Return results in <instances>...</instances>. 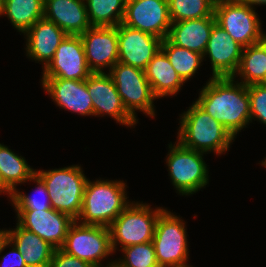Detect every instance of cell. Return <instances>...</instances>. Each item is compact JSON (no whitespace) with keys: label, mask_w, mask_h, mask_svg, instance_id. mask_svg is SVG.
<instances>
[{"label":"cell","mask_w":266,"mask_h":267,"mask_svg":"<svg viewBox=\"0 0 266 267\" xmlns=\"http://www.w3.org/2000/svg\"><path fill=\"white\" fill-rule=\"evenodd\" d=\"M168 147L166 164L177 193L189 196L205 188L209 183L208 165L203 157L206 153L185 148L177 140Z\"/></svg>","instance_id":"6"},{"label":"cell","mask_w":266,"mask_h":267,"mask_svg":"<svg viewBox=\"0 0 266 267\" xmlns=\"http://www.w3.org/2000/svg\"><path fill=\"white\" fill-rule=\"evenodd\" d=\"M180 115L177 141L185 148L218 156L229 150L235 138L195 102Z\"/></svg>","instance_id":"2"},{"label":"cell","mask_w":266,"mask_h":267,"mask_svg":"<svg viewBox=\"0 0 266 267\" xmlns=\"http://www.w3.org/2000/svg\"><path fill=\"white\" fill-rule=\"evenodd\" d=\"M87 90L92 99L93 116H111L122 126L135 127L138 123L126 110L111 75L91 73L87 78Z\"/></svg>","instance_id":"12"},{"label":"cell","mask_w":266,"mask_h":267,"mask_svg":"<svg viewBox=\"0 0 266 267\" xmlns=\"http://www.w3.org/2000/svg\"><path fill=\"white\" fill-rule=\"evenodd\" d=\"M250 97V114L252 120L266 125V85L261 83L247 85Z\"/></svg>","instance_id":"32"},{"label":"cell","mask_w":266,"mask_h":267,"mask_svg":"<svg viewBox=\"0 0 266 267\" xmlns=\"http://www.w3.org/2000/svg\"><path fill=\"white\" fill-rule=\"evenodd\" d=\"M41 84L59 108L82 116H93V104L87 90V79L41 78Z\"/></svg>","instance_id":"17"},{"label":"cell","mask_w":266,"mask_h":267,"mask_svg":"<svg viewBox=\"0 0 266 267\" xmlns=\"http://www.w3.org/2000/svg\"><path fill=\"white\" fill-rule=\"evenodd\" d=\"M255 10L236 0H216L214 5L216 23L243 47L263 38L262 23Z\"/></svg>","instance_id":"10"},{"label":"cell","mask_w":266,"mask_h":267,"mask_svg":"<svg viewBox=\"0 0 266 267\" xmlns=\"http://www.w3.org/2000/svg\"><path fill=\"white\" fill-rule=\"evenodd\" d=\"M151 208L143 202L132 201L110 224V239L113 253L118 245L120 249L127 246L151 242L159 214L163 207Z\"/></svg>","instance_id":"4"},{"label":"cell","mask_w":266,"mask_h":267,"mask_svg":"<svg viewBox=\"0 0 266 267\" xmlns=\"http://www.w3.org/2000/svg\"><path fill=\"white\" fill-rule=\"evenodd\" d=\"M243 48L219 24L215 23L203 54L205 61L206 57L211 61V77H232L238 68Z\"/></svg>","instance_id":"18"},{"label":"cell","mask_w":266,"mask_h":267,"mask_svg":"<svg viewBox=\"0 0 266 267\" xmlns=\"http://www.w3.org/2000/svg\"><path fill=\"white\" fill-rule=\"evenodd\" d=\"M262 41L266 44V33L264 32Z\"/></svg>","instance_id":"38"},{"label":"cell","mask_w":266,"mask_h":267,"mask_svg":"<svg viewBox=\"0 0 266 267\" xmlns=\"http://www.w3.org/2000/svg\"><path fill=\"white\" fill-rule=\"evenodd\" d=\"M176 267H193V266H191L190 264L189 265L185 264V265H180V266H176Z\"/></svg>","instance_id":"40"},{"label":"cell","mask_w":266,"mask_h":267,"mask_svg":"<svg viewBox=\"0 0 266 267\" xmlns=\"http://www.w3.org/2000/svg\"><path fill=\"white\" fill-rule=\"evenodd\" d=\"M153 267H164V266H161V265L157 264V265H155Z\"/></svg>","instance_id":"43"},{"label":"cell","mask_w":266,"mask_h":267,"mask_svg":"<svg viewBox=\"0 0 266 267\" xmlns=\"http://www.w3.org/2000/svg\"><path fill=\"white\" fill-rule=\"evenodd\" d=\"M215 23V17L174 22L170 26L167 39L176 46H180L203 55Z\"/></svg>","instance_id":"21"},{"label":"cell","mask_w":266,"mask_h":267,"mask_svg":"<svg viewBox=\"0 0 266 267\" xmlns=\"http://www.w3.org/2000/svg\"><path fill=\"white\" fill-rule=\"evenodd\" d=\"M236 138L251 123L247 85L232 77H210L194 101Z\"/></svg>","instance_id":"1"},{"label":"cell","mask_w":266,"mask_h":267,"mask_svg":"<svg viewBox=\"0 0 266 267\" xmlns=\"http://www.w3.org/2000/svg\"><path fill=\"white\" fill-rule=\"evenodd\" d=\"M23 35L26 39V56L37 63H42L44 69L53 59L60 43L67 34L55 23L41 18Z\"/></svg>","instance_id":"19"},{"label":"cell","mask_w":266,"mask_h":267,"mask_svg":"<svg viewBox=\"0 0 266 267\" xmlns=\"http://www.w3.org/2000/svg\"><path fill=\"white\" fill-rule=\"evenodd\" d=\"M33 181L36 183V192L39 196L38 198L33 195H26L22 191H18V189L10 196V201L14 210H48L51 209V198L48 194L47 187L43 180L35 174L32 178H30L29 182Z\"/></svg>","instance_id":"31"},{"label":"cell","mask_w":266,"mask_h":267,"mask_svg":"<svg viewBox=\"0 0 266 267\" xmlns=\"http://www.w3.org/2000/svg\"><path fill=\"white\" fill-rule=\"evenodd\" d=\"M35 174L36 169L30 167L22 155L19 156L0 143L1 195L5 194L10 198L18 184L28 182Z\"/></svg>","instance_id":"24"},{"label":"cell","mask_w":266,"mask_h":267,"mask_svg":"<svg viewBox=\"0 0 266 267\" xmlns=\"http://www.w3.org/2000/svg\"><path fill=\"white\" fill-rule=\"evenodd\" d=\"M48 267H93L87 261L71 256L61 249H55Z\"/></svg>","instance_id":"34"},{"label":"cell","mask_w":266,"mask_h":267,"mask_svg":"<svg viewBox=\"0 0 266 267\" xmlns=\"http://www.w3.org/2000/svg\"><path fill=\"white\" fill-rule=\"evenodd\" d=\"M261 166H264V168L266 167V157L264 158V160L261 161Z\"/></svg>","instance_id":"37"},{"label":"cell","mask_w":266,"mask_h":267,"mask_svg":"<svg viewBox=\"0 0 266 267\" xmlns=\"http://www.w3.org/2000/svg\"><path fill=\"white\" fill-rule=\"evenodd\" d=\"M109 74L127 112L136 121L139 120L135 112L137 110L149 117H155L156 112L153 103L158 98L153 94L144 70L117 62Z\"/></svg>","instance_id":"9"},{"label":"cell","mask_w":266,"mask_h":267,"mask_svg":"<svg viewBox=\"0 0 266 267\" xmlns=\"http://www.w3.org/2000/svg\"><path fill=\"white\" fill-rule=\"evenodd\" d=\"M86 61L92 73H104L118 62V34L116 26H91L80 35Z\"/></svg>","instance_id":"15"},{"label":"cell","mask_w":266,"mask_h":267,"mask_svg":"<svg viewBox=\"0 0 266 267\" xmlns=\"http://www.w3.org/2000/svg\"><path fill=\"white\" fill-rule=\"evenodd\" d=\"M123 180H87L82 208L77 222L85 225L109 227L117 216L131 203Z\"/></svg>","instance_id":"3"},{"label":"cell","mask_w":266,"mask_h":267,"mask_svg":"<svg viewBox=\"0 0 266 267\" xmlns=\"http://www.w3.org/2000/svg\"><path fill=\"white\" fill-rule=\"evenodd\" d=\"M16 222L23 228L37 234L55 249L64 244L66 235L74 219L69 215L54 210H15Z\"/></svg>","instance_id":"14"},{"label":"cell","mask_w":266,"mask_h":267,"mask_svg":"<svg viewBox=\"0 0 266 267\" xmlns=\"http://www.w3.org/2000/svg\"><path fill=\"white\" fill-rule=\"evenodd\" d=\"M121 23L164 40L172 24L168 0H126Z\"/></svg>","instance_id":"11"},{"label":"cell","mask_w":266,"mask_h":267,"mask_svg":"<svg viewBox=\"0 0 266 267\" xmlns=\"http://www.w3.org/2000/svg\"><path fill=\"white\" fill-rule=\"evenodd\" d=\"M2 16L21 34L44 17V0H2Z\"/></svg>","instance_id":"25"},{"label":"cell","mask_w":266,"mask_h":267,"mask_svg":"<svg viewBox=\"0 0 266 267\" xmlns=\"http://www.w3.org/2000/svg\"><path fill=\"white\" fill-rule=\"evenodd\" d=\"M266 74V44L263 41L244 47L236 72L232 78L239 76L244 85L260 83Z\"/></svg>","instance_id":"26"},{"label":"cell","mask_w":266,"mask_h":267,"mask_svg":"<svg viewBox=\"0 0 266 267\" xmlns=\"http://www.w3.org/2000/svg\"><path fill=\"white\" fill-rule=\"evenodd\" d=\"M5 229L7 239L12 242L22 254L27 267H48L55 248L37 234L21 227Z\"/></svg>","instance_id":"22"},{"label":"cell","mask_w":266,"mask_h":267,"mask_svg":"<svg viewBox=\"0 0 266 267\" xmlns=\"http://www.w3.org/2000/svg\"><path fill=\"white\" fill-rule=\"evenodd\" d=\"M44 18L67 35L80 36L91 27L84 0H44Z\"/></svg>","instance_id":"20"},{"label":"cell","mask_w":266,"mask_h":267,"mask_svg":"<svg viewBox=\"0 0 266 267\" xmlns=\"http://www.w3.org/2000/svg\"><path fill=\"white\" fill-rule=\"evenodd\" d=\"M216 0H168L171 22L215 17Z\"/></svg>","instance_id":"29"},{"label":"cell","mask_w":266,"mask_h":267,"mask_svg":"<svg viewBox=\"0 0 266 267\" xmlns=\"http://www.w3.org/2000/svg\"><path fill=\"white\" fill-rule=\"evenodd\" d=\"M80 165H71L51 170H36L43 180L54 210L77 220L81 213L84 189L88 178Z\"/></svg>","instance_id":"5"},{"label":"cell","mask_w":266,"mask_h":267,"mask_svg":"<svg viewBox=\"0 0 266 267\" xmlns=\"http://www.w3.org/2000/svg\"><path fill=\"white\" fill-rule=\"evenodd\" d=\"M161 49L167 55L172 67L186 83L195 76L204 60L203 55L172 44L167 38L162 40Z\"/></svg>","instance_id":"27"},{"label":"cell","mask_w":266,"mask_h":267,"mask_svg":"<svg viewBox=\"0 0 266 267\" xmlns=\"http://www.w3.org/2000/svg\"><path fill=\"white\" fill-rule=\"evenodd\" d=\"M9 252L7 254L0 256V267H27L24 259L22 258V254L18 251L16 246L10 242L7 237L0 244V255L1 253L8 247Z\"/></svg>","instance_id":"33"},{"label":"cell","mask_w":266,"mask_h":267,"mask_svg":"<svg viewBox=\"0 0 266 267\" xmlns=\"http://www.w3.org/2000/svg\"><path fill=\"white\" fill-rule=\"evenodd\" d=\"M91 26H117L122 22L126 0H84Z\"/></svg>","instance_id":"28"},{"label":"cell","mask_w":266,"mask_h":267,"mask_svg":"<svg viewBox=\"0 0 266 267\" xmlns=\"http://www.w3.org/2000/svg\"><path fill=\"white\" fill-rule=\"evenodd\" d=\"M260 83L266 85V74H265V78Z\"/></svg>","instance_id":"41"},{"label":"cell","mask_w":266,"mask_h":267,"mask_svg":"<svg viewBox=\"0 0 266 267\" xmlns=\"http://www.w3.org/2000/svg\"><path fill=\"white\" fill-rule=\"evenodd\" d=\"M116 27L119 45L118 62L145 70L161 49L162 39L122 23Z\"/></svg>","instance_id":"16"},{"label":"cell","mask_w":266,"mask_h":267,"mask_svg":"<svg viewBox=\"0 0 266 267\" xmlns=\"http://www.w3.org/2000/svg\"><path fill=\"white\" fill-rule=\"evenodd\" d=\"M165 208L156 221L152 239L156 259L164 267L188 264L189 246L186 222Z\"/></svg>","instance_id":"8"},{"label":"cell","mask_w":266,"mask_h":267,"mask_svg":"<svg viewBox=\"0 0 266 267\" xmlns=\"http://www.w3.org/2000/svg\"><path fill=\"white\" fill-rule=\"evenodd\" d=\"M0 195H1V175H0Z\"/></svg>","instance_id":"42"},{"label":"cell","mask_w":266,"mask_h":267,"mask_svg":"<svg viewBox=\"0 0 266 267\" xmlns=\"http://www.w3.org/2000/svg\"><path fill=\"white\" fill-rule=\"evenodd\" d=\"M2 0H0V17L2 16Z\"/></svg>","instance_id":"39"},{"label":"cell","mask_w":266,"mask_h":267,"mask_svg":"<svg viewBox=\"0 0 266 267\" xmlns=\"http://www.w3.org/2000/svg\"><path fill=\"white\" fill-rule=\"evenodd\" d=\"M246 6L256 9L254 6L266 5V0H236Z\"/></svg>","instance_id":"35"},{"label":"cell","mask_w":266,"mask_h":267,"mask_svg":"<svg viewBox=\"0 0 266 267\" xmlns=\"http://www.w3.org/2000/svg\"><path fill=\"white\" fill-rule=\"evenodd\" d=\"M6 237V230L5 229H0V244L1 242L4 240V238Z\"/></svg>","instance_id":"36"},{"label":"cell","mask_w":266,"mask_h":267,"mask_svg":"<svg viewBox=\"0 0 266 267\" xmlns=\"http://www.w3.org/2000/svg\"><path fill=\"white\" fill-rule=\"evenodd\" d=\"M91 73L81 37L67 35L56 49L53 59L43 69L41 78L86 80Z\"/></svg>","instance_id":"13"},{"label":"cell","mask_w":266,"mask_h":267,"mask_svg":"<svg viewBox=\"0 0 266 267\" xmlns=\"http://www.w3.org/2000/svg\"><path fill=\"white\" fill-rule=\"evenodd\" d=\"M60 249L93 267H114L115 264L112 259L104 263L105 258L113 255L109 227L80 224L75 220Z\"/></svg>","instance_id":"7"},{"label":"cell","mask_w":266,"mask_h":267,"mask_svg":"<svg viewBox=\"0 0 266 267\" xmlns=\"http://www.w3.org/2000/svg\"><path fill=\"white\" fill-rule=\"evenodd\" d=\"M144 71L153 94L159 99L176 96L185 83L176 73L162 49L155 54Z\"/></svg>","instance_id":"23"},{"label":"cell","mask_w":266,"mask_h":267,"mask_svg":"<svg viewBox=\"0 0 266 267\" xmlns=\"http://www.w3.org/2000/svg\"><path fill=\"white\" fill-rule=\"evenodd\" d=\"M121 251L123 257L115 259L114 267H153L158 264L152 241L127 246Z\"/></svg>","instance_id":"30"}]
</instances>
